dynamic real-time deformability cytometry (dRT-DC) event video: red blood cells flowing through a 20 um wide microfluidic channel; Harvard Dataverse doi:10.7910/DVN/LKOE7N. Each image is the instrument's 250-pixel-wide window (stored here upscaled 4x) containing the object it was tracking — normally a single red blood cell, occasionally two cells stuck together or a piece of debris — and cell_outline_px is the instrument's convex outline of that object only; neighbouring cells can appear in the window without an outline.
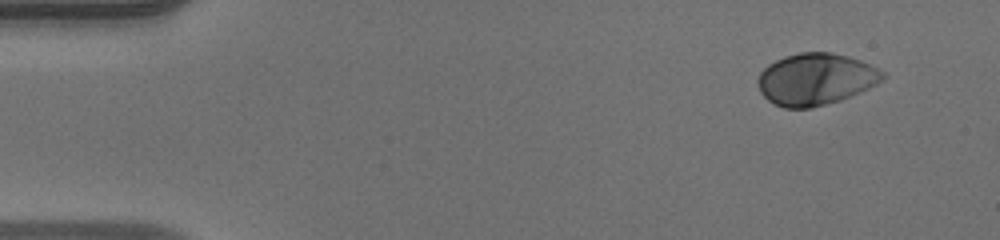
{"species": "human", "species_latin": "Homo sapiens", "temperature_condition": "warm", "stored_images_in_passage": 47, "camera_frame_rate_fps": 3000, "um_per_image_px": 0.085, "donor": {"sex": "male"}, "frame": {"image": 1, "passage_image": 1, "time_ms": 0.0, "image_size_px": [1000, 240], "cell_outline_px": [[888, 76], [884, 80], [860, 92], [840, 100], [812, 108], [784, 108], [768, 100], [760, 92], [756, 80], [760, 72], [768, 64], [784, 56], [800, 52], [832, 52], [848, 56], [860, 60], [884, 72]], "centroid_in_image_um": [69.32, 6.72], "position_along_channel_um": 15.7, "area_um2": 37.8}}
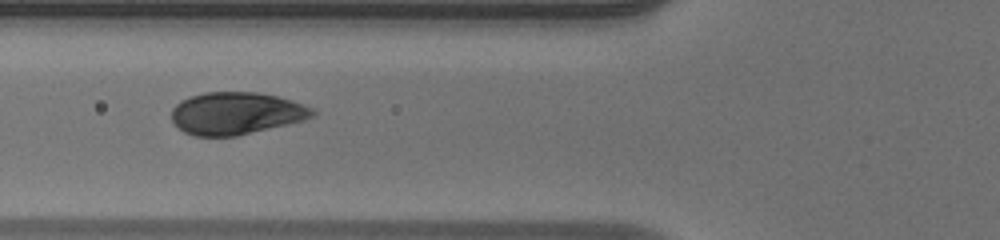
{"frame": {"image": 2, "passage_image": 16, "time_ms": 5.0, "image_size_px": [1000, 240], "cell_outline_px": [[316, 116], [304, 120], [288, 124], [236, 136], [196, 136], [184, 132], [172, 120], [172, 108], [180, 100], [204, 92], [256, 92], [276, 96], [292, 100], [304, 104], [312, 108], [316, 112]], "centroid_in_image_um": [20.09, 9.63], "position_along_channel_um": 105.7, "area_um2": 34.74}}
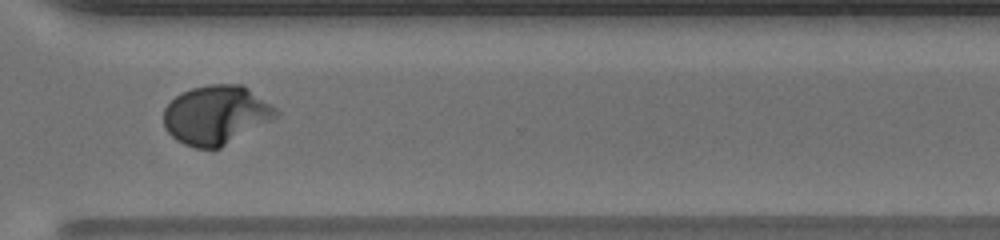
{"frame": {"image": 3, "passage_image": 34, "time_ms": 11.0, "image_size_px": [1000, 240], "cell_outline_px": [[280, 116], [220, 148], [196, 148], [184, 144], [176, 140], [164, 128], [164, 108], [176, 96], [192, 88], [208, 84], [240, 84], [248, 88], [276, 108], [280, 112]], "centroid_in_image_um": [18.38, 9.77], "position_along_channel_um": 352.2, "area_um2": 38.55}, "authors_computed_cell_mechanics": {"area_um2": 35.836, "velocity_mm_per_s": 4.1133, "shape_relaxation_time_tau1_ms": 2.5391, "shape_relaxation_time_tau2_ms": null, "deformation_change_tau1": 0.1876, "deformation_change_tau2": null}}